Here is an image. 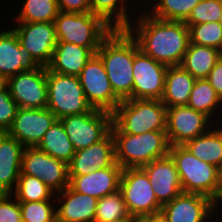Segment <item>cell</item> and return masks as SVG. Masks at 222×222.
Returning <instances> with one entry per match:
<instances>
[{
	"label": "cell",
	"instance_id": "obj_1",
	"mask_svg": "<svg viewBox=\"0 0 222 222\" xmlns=\"http://www.w3.org/2000/svg\"><path fill=\"white\" fill-rule=\"evenodd\" d=\"M133 18L136 20L132 19L126 30L145 55L166 66L181 65L190 43L189 28L184 22L161 20L146 10Z\"/></svg>",
	"mask_w": 222,
	"mask_h": 222
},
{
	"label": "cell",
	"instance_id": "obj_2",
	"mask_svg": "<svg viewBox=\"0 0 222 222\" xmlns=\"http://www.w3.org/2000/svg\"><path fill=\"white\" fill-rule=\"evenodd\" d=\"M140 50L126 29H114L96 52L102 59L114 94L122 101L132 99L133 61Z\"/></svg>",
	"mask_w": 222,
	"mask_h": 222
},
{
	"label": "cell",
	"instance_id": "obj_3",
	"mask_svg": "<svg viewBox=\"0 0 222 222\" xmlns=\"http://www.w3.org/2000/svg\"><path fill=\"white\" fill-rule=\"evenodd\" d=\"M167 107L157 99H125L112 112L111 133L166 130Z\"/></svg>",
	"mask_w": 222,
	"mask_h": 222
},
{
	"label": "cell",
	"instance_id": "obj_4",
	"mask_svg": "<svg viewBox=\"0 0 222 222\" xmlns=\"http://www.w3.org/2000/svg\"><path fill=\"white\" fill-rule=\"evenodd\" d=\"M112 135L115 141V161L123 169L142 167L155 159L169 155L170 144L166 130Z\"/></svg>",
	"mask_w": 222,
	"mask_h": 222
},
{
	"label": "cell",
	"instance_id": "obj_5",
	"mask_svg": "<svg viewBox=\"0 0 222 222\" xmlns=\"http://www.w3.org/2000/svg\"><path fill=\"white\" fill-rule=\"evenodd\" d=\"M169 155L175 162L183 193L204 195L216 204L220 169L199 160L184 145L170 146Z\"/></svg>",
	"mask_w": 222,
	"mask_h": 222
},
{
	"label": "cell",
	"instance_id": "obj_6",
	"mask_svg": "<svg viewBox=\"0 0 222 222\" xmlns=\"http://www.w3.org/2000/svg\"><path fill=\"white\" fill-rule=\"evenodd\" d=\"M58 42H69L82 47H100L114 30L100 16L92 12H59L54 19Z\"/></svg>",
	"mask_w": 222,
	"mask_h": 222
},
{
	"label": "cell",
	"instance_id": "obj_7",
	"mask_svg": "<svg viewBox=\"0 0 222 222\" xmlns=\"http://www.w3.org/2000/svg\"><path fill=\"white\" fill-rule=\"evenodd\" d=\"M47 108L61 119L92 111L78 76L65 75L47 68Z\"/></svg>",
	"mask_w": 222,
	"mask_h": 222
},
{
	"label": "cell",
	"instance_id": "obj_8",
	"mask_svg": "<svg viewBox=\"0 0 222 222\" xmlns=\"http://www.w3.org/2000/svg\"><path fill=\"white\" fill-rule=\"evenodd\" d=\"M59 120L76 151L103 140L112 127V113L99 109L64 116Z\"/></svg>",
	"mask_w": 222,
	"mask_h": 222
},
{
	"label": "cell",
	"instance_id": "obj_9",
	"mask_svg": "<svg viewBox=\"0 0 222 222\" xmlns=\"http://www.w3.org/2000/svg\"><path fill=\"white\" fill-rule=\"evenodd\" d=\"M119 190L129 215H153L161 212L162 206L141 167L122 170Z\"/></svg>",
	"mask_w": 222,
	"mask_h": 222
},
{
	"label": "cell",
	"instance_id": "obj_10",
	"mask_svg": "<svg viewBox=\"0 0 222 222\" xmlns=\"http://www.w3.org/2000/svg\"><path fill=\"white\" fill-rule=\"evenodd\" d=\"M78 77L92 108L110 113L117 108L121 100L114 94L104 63L97 53L88 60Z\"/></svg>",
	"mask_w": 222,
	"mask_h": 222
},
{
	"label": "cell",
	"instance_id": "obj_11",
	"mask_svg": "<svg viewBox=\"0 0 222 222\" xmlns=\"http://www.w3.org/2000/svg\"><path fill=\"white\" fill-rule=\"evenodd\" d=\"M20 174L37 177L55 193L69 186L68 164L48 155L37 147L24 148Z\"/></svg>",
	"mask_w": 222,
	"mask_h": 222
},
{
	"label": "cell",
	"instance_id": "obj_12",
	"mask_svg": "<svg viewBox=\"0 0 222 222\" xmlns=\"http://www.w3.org/2000/svg\"><path fill=\"white\" fill-rule=\"evenodd\" d=\"M215 120L218 122L217 118L210 119L188 105L167 107L166 133L170 146L184 145L206 133L213 124H218Z\"/></svg>",
	"mask_w": 222,
	"mask_h": 222
},
{
	"label": "cell",
	"instance_id": "obj_13",
	"mask_svg": "<svg viewBox=\"0 0 222 222\" xmlns=\"http://www.w3.org/2000/svg\"><path fill=\"white\" fill-rule=\"evenodd\" d=\"M6 87L19 108H47V67L15 74L7 79Z\"/></svg>",
	"mask_w": 222,
	"mask_h": 222
},
{
	"label": "cell",
	"instance_id": "obj_14",
	"mask_svg": "<svg viewBox=\"0 0 222 222\" xmlns=\"http://www.w3.org/2000/svg\"><path fill=\"white\" fill-rule=\"evenodd\" d=\"M168 66L139 50L133 61L132 99L161 100Z\"/></svg>",
	"mask_w": 222,
	"mask_h": 222
},
{
	"label": "cell",
	"instance_id": "obj_15",
	"mask_svg": "<svg viewBox=\"0 0 222 222\" xmlns=\"http://www.w3.org/2000/svg\"><path fill=\"white\" fill-rule=\"evenodd\" d=\"M217 210L215 202L210 198L182 192L163 205L160 214L162 222H211L217 212L221 216V212Z\"/></svg>",
	"mask_w": 222,
	"mask_h": 222
},
{
	"label": "cell",
	"instance_id": "obj_16",
	"mask_svg": "<svg viewBox=\"0 0 222 222\" xmlns=\"http://www.w3.org/2000/svg\"><path fill=\"white\" fill-rule=\"evenodd\" d=\"M12 28L20 44L32 55L33 59L43 67H47L52 59L57 37L54 22L16 23Z\"/></svg>",
	"mask_w": 222,
	"mask_h": 222
},
{
	"label": "cell",
	"instance_id": "obj_17",
	"mask_svg": "<svg viewBox=\"0 0 222 222\" xmlns=\"http://www.w3.org/2000/svg\"><path fill=\"white\" fill-rule=\"evenodd\" d=\"M57 120L48 109L18 108L11 128L7 133L24 147H37L45 132Z\"/></svg>",
	"mask_w": 222,
	"mask_h": 222
},
{
	"label": "cell",
	"instance_id": "obj_18",
	"mask_svg": "<svg viewBox=\"0 0 222 222\" xmlns=\"http://www.w3.org/2000/svg\"><path fill=\"white\" fill-rule=\"evenodd\" d=\"M141 168L146 172L161 206L183 192L179 173L170 155L155 159Z\"/></svg>",
	"mask_w": 222,
	"mask_h": 222
},
{
	"label": "cell",
	"instance_id": "obj_19",
	"mask_svg": "<svg viewBox=\"0 0 222 222\" xmlns=\"http://www.w3.org/2000/svg\"><path fill=\"white\" fill-rule=\"evenodd\" d=\"M2 31V32H1ZM0 31V75L6 80L15 74L41 67L20 44L13 29Z\"/></svg>",
	"mask_w": 222,
	"mask_h": 222
},
{
	"label": "cell",
	"instance_id": "obj_20",
	"mask_svg": "<svg viewBox=\"0 0 222 222\" xmlns=\"http://www.w3.org/2000/svg\"><path fill=\"white\" fill-rule=\"evenodd\" d=\"M122 170L115 162L110 167L96 169L86 175H69V186L78 193L99 199L119 190Z\"/></svg>",
	"mask_w": 222,
	"mask_h": 222
},
{
	"label": "cell",
	"instance_id": "obj_21",
	"mask_svg": "<svg viewBox=\"0 0 222 222\" xmlns=\"http://www.w3.org/2000/svg\"><path fill=\"white\" fill-rule=\"evenodd\" d=\"M115 162V141L110 132L103 140L75 152L68 164L69 175H86Z\"/></svg>",
	"mask_w": 222,
	"mask_h": 222
},
{
	"label": "cell",
	"instance_id": "obj_22",
	"mask_svg": "<svg viewBox=\"0 0 222 222\" xmlns=\"http://www.w3.org/2000/svg\"><path fill=\"white\" fill-rule=\"evenodd\" d=\"M56 194L55 201H60L55 206L56 222H94L97 198L78 193L70 186Z\"/></svg>",
	"mask_w": 222,
	"mask_h": 222
},
{
	"label": "cell",
	"instance_id": "obj_23",
	"mask_svg": "<svg viewBox=\"0 0 222 222\" xmlns=\"http://www.w3.org/2000/svg\"><path fill=\"white\" fill-rule=\"evenodd\" d=\"M24 148L7 132L0 136V193H12L15 190Z\"/></svg>",
	"mask_w": 222,
	"mask_h": 222
},
{
	"label": "cell",
	"instance_id": "obj_24",
	"mask_svg": "<svg viewBox=\"0 0 222 222\" xmlns=\"http://www.w3.org/2000/svg\"><path fill=\"white\" fill-rule=\"evenodd\" d=\"M98 49L99 47H82L69 42H57L47 68L60 74L79 76Z\"/></svg>",
	"mask_w": 222,
	"mask_h": 222
},
{
	"label": "cell",
	"instance_id": "obj_25",
	"mask_svg": "<svg viewBox=\"0 0 222 222\" xmlns=\"http://www.w3.org/2000/svg\"><path fill=\"white\" fill-rule=\"evenodd\" d=\"M195 81L181 65L168 66L161 102L166 107L187 105Z\"/></svg>",
	"mask_w": 222,
	"mask_h": 222
},
{
	"label": "cell",
	"instance_id": "obj_26",
	"mask_svg": "<svg viewBox=\"0 0 222 222\" xmlns=\"http://www.w3.org/2000/svg\"><path fill=\"white\" fill-rule=\"evenodd\" d=\"M222 121V120H221ZM222 122L206 133L186 142L184 146L199 160L222 169ZM218 126V127H217Z\"/></svg>",
	"mask_w": 222,
	"mask_h": 222
},
{
	"label": "cell",
	"instance_id": "obj_27",
	"mask_svg": "<svg viewBox=\"0 0 222 222\" xmlns=\"http://www.w3.org/2000/svg\"><path fill=\"white\" fill-rule=\"evenodd\" d=\"M219 59V50L189 43L181 66L195 79L206 78Z\"/></svg>",
	"mask_w": 222,
	"mask_h": 222
},
{
	"label": "cell",
	"instance_id": "obj_28",
	"mask_svg": "<svg viewBox=\"0 0 222 222\" xmlns=\"http://www.w3.org/2000/svg\"><path fill=\"white\" fill-rule=\"evenodd\" d=\"M37 148L48 155L69 164L76 150L69 141L61 121L57 119L45 132Z\"/></svg>",
	"mask_w": 222,
	"mask_h": 222
},
{
	"label": "cell",
	"instance_id": "obj_29",
	"mask_svg": "<svg viewBox=\"0 0 222 222\" xmlns=\"http://www.w3.org/2000/svg\"><path fill=\"white\" fill-rule=\"evenodd\" d=\"M129 1L91 0V12L100 16L113 29H126L132 20L131 14L128 12L131 9L128 8Z\"/></svg>",
	"mask_w": 222,
	"mask_h": 222
},
{
	"label": "cell",
	"instance_id": "obj_30",
	"mask_svg": "<svg viewBox=\"0 0 222 222\" xmlns=\"http://www.w3.org/2000/svg\"><path fill=\"white\" fill-rule=\"evenodd\" d=\"M187 105L196 111L204 113L211 119L213 116L218 117L215 113H218L216 109L220 110L222 108V99L206 78L196 79Z\"/></svg>",
	"mask_w": 222,
	"mask_h": 222
},
{
	"label": "cell",
	"instance_id": "obj_31",
	"mask_svg": "<svg viewBox=\"0 0 222 222\" xmlns=\"http://www.w3.org/2000/svg\"><path fill=\"white\" fill-rule=\"evenodd\" d=\"M22 5L17 23L54 22L60 12L57 0H26Z\"/></svg>",
	"mask_w": 222,
	"mask_h": 222
},
{
	"label": "cell",
	"instance_id": "obj_32",
	"mask_svg": "<svg viewBox=\"0 0 222 222\" xmlns=\"http://www.w3.org/2000/svg\"><path fill=\"white\" fill-rule=\"evenodd\" d=\"M55 194L42 180L27 174H20L12 192L18 202L55 200Z\"/></svg>",
	"mask_w": 222,
	"mask_h": 222
},
{
	"label": "cell",
	"instance_id": "obj_33",
	"mask_svg": "<svg viewBox=\"0 0 222 222\" xmlns=\"http://www.w3.org/2000/svg\"><path fill=\"white\" fill-rule=\"evenodd\" d=\"M149 14L161 20L184 22L201 0H155ZM151 5H153L151 7Z\"/></svg>",
	"mask_w": 222,
	"mask_h": 222
},
{
	"label": "cell",
	"instance_id": "obj_34",
	"mask_svg": "<svg viewBox=\"0 0 222 222\" xmlns=\"http://www.w3.org/2000/svg\"><path fill=\"white\" fill-rule=\"evenodd\" d=\"M129 216L121 191L98 199L94 222H113Z\"/></svg>",
	"mask_w": 222,
	"mask_h": 222
},
{
	"label": "cell",
	"instance_id": "obj_35",
	"mask_svg": "<svg viewBox=\"0 0 222 222\" xmlns=\"http://www.w3.org/2000/svg\"><path fill=\"white\" fill-rule=\"evenodd\" d=\"M189 28L190 43L220 49L222 45V27L218 22L186 24Z\"/></svg>",
	"mask_w": 222,
	"mask_h": 222
},
{
	"label": "cell",
	"instance_id": "obj_36",
	"mask_svg": "<svg viewBox=\"0 0 222 222\" xmlns=\"http://www.w3.org/2000/svg\"><path fill=\"white\" fill-rule=\"evenodd\" d=\"M56 203L55 200L19 202L22 222H56Z\"/></svg>",
	"mask_w": 222,
	"mask_h": 222
},
{
	"label": "cell",
	"instance_id": "obj_37",
	"mask_svg": "<svg viewBox=\"0 0 222 222\" xmlns=\"http://www.w3.org/2000/svg\"><path fill=\"white\" fill-rule=\"evenodd\" d=\"M222 13V0H201L190 12L185 24L218 22Z\"/></svg>",
	"mask_w": 222,
	"mask_h": 222
},
{
	"label": "cell",
	"instance_id": "obj_38",
	"mask_svg": "<svg viewBox=\"0 0 222 222\" xmlns=\"http://www.w3.org/2000/svg\"><path fill=\"white\" fill-rule=\"evenodd\" d=\"M17 103L12 99L8 88L0 92V131L7 132L14 121L18 110Z\"/></svg>",
	"mask_w": 222,
	"mask_h": 222
},
{
	"label": "cell",
	"instance_id": "obj_39",
	"mask_svg": "<svg viewBox=\"0 0 222 222\" xmlns=\"http://www.w3.org/2000/svg\"><path fill=\"white\" fill-rule=\"evenodd\" d=\"M0 222H22L19 202L12 193H0Z\"/></svg>",
	"mask_w": 222,
	"mask_h": 222
},
{
	"label": "cell",
	"instance_id": "obj_40",
	"mask_svg": "<svg viewBox=\"0 0 222 222\" xmlns=\"http://www.w3.org/2000/svg\"><path fill=\"white\" fill-rule=\"evenodd\" d=\"M59 10L66 13L91 12V0H57Z\"/></svg>",
	"mask_w": 222,
	"mask_h": 222
},
{
	"label": "cell",
	"instance_id": "obj_41",
	"mask_svg": "<svg viewBox=\"0 0 222 222\" xmlns=\"http://www.w3.org/2000/svg\"><path fill=\"white\" fill-rule=\"evenodd\" d=\"M206 80L210 83L213 89L217 92L222 99V59L219 58L215 63V66L210 71Z\"/></svg>",
	"mask_w": 222,
	"mask_h": 222
},
{
	"label": "cell",
	"instance_id": "obj_42",
	"mask_svg": "<svg viewBox=\"0 0 222 222\" xmlns=\"http://www.w3.org/2000/svg\"><path fill=\"white\" fill-rule=\"evenodd\" d=\"M132 222H162L161 214L133 215Z\"/></svg>",
	"mask_w": 222,
	"mask_h": 222
},
{
	"label": "cell",
	"instance_id": "obj_43",
	"mask_svg": "<svg viewBox=\"0 0 222 222\" xmlns=\"http://www.w3.org/2000/svg\"><path fill=\"white\" fill-rule=\"evenodd\" d=\"M222 169L220 170V187L218 191V198L216 199V207L219 209V205H222Z\"/></svg>",
	"mask_w": 222,
	"mask_h": 222
},
{
	"label": "cell",
	"instance_id": "obj_44",
	"mask_svg": "<svg viewBox=\"0 0 222 222\" xmlns=\"http://www.w3.org/2000/svg\"><path fill=\"white\" fill-rule=\"evenodd\" d=\"M7 80L0 75V92L6 88Z\"/></svg>",
	"mask_w": 222,
	"mask_h": 222
},
{
	"label": "cell",
	"instance_id": "obj_45",
	"mask_svg": "<svg viewBox=\"0 0 222 222\" xmlns=\"http://www.w3.org/2000/svg\"><path fill=\"white\" fill-rule=\"evenodd\" d=\"M113 222H132V215H129L121 220L113 221Z\"/></svg>",
	"mask_w": 222,
	"mask_h": 222
},
{
	"label": "cell",
	"instance_id": "obj_46",
	"mask_svg": "<svg viewBox=\"0 0 222 222\" xmlns=\"http://www.w3.org/2000/svg\"><path fill=\"white\" fill-rule=\"evenodd\" d=\"M219 58L222 59V45H221V48L219 49Z\"/></svg>",
	"mask_w": 222,
	"mask_h": 222
},
{
	"label": "cell",
	"instance_id": "obj_47",
	"mask_svg": "<svg viewBox=\"0 0 222 222\" xmlns=\"http://www.w3.org/2000/svg\"><path fill=\"white\" fill-rule=\"evenodd\" d=\"M218 23H219V24L221 25V27H222V13H221V15H220V19H219Z\"/></svg>",
	"mask_w": 222,
	"mask_h": 222
}]
</instances>
